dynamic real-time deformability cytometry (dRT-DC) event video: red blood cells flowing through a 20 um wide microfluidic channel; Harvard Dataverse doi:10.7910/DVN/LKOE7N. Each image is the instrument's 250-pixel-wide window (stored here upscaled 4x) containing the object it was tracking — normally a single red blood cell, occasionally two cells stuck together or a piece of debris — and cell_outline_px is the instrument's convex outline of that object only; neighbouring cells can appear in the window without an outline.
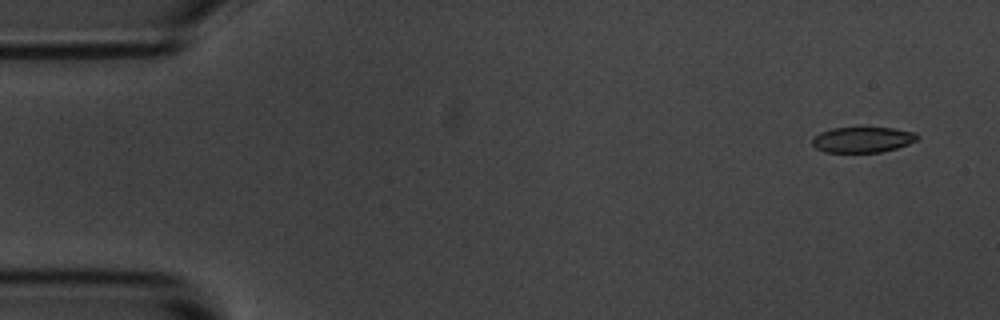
{"species": "common noctule bat (a hibernating species)", "species_latin": "Nyctalus noctula", "temperature_condition": "room temperature", "stored_images_in_passage": 10, "camera_frame_rate_fps": 3000, "um_per_image_px": 0.085, "animal": {"sex": "male", "body_mass_g": 20.1, "forearm_length_mm": 53.5}, "frame": {"image": 1, "passage_image": 1, "time_ms": 0.0, "image_size_px": [1000, 320], "cell_outline_px": [[920, 136], [916, 140], [908, 144], [896, 148], [880, 152], [824, 152], [816, 148], [812, 144], [812, 140], [820, 132], [832, 128], [892, 128], [916, 132]], "centroid_in_image_um": [73.33, 11.87], "position_along_channel_um": 11.7, "area_um2": 15.55}}
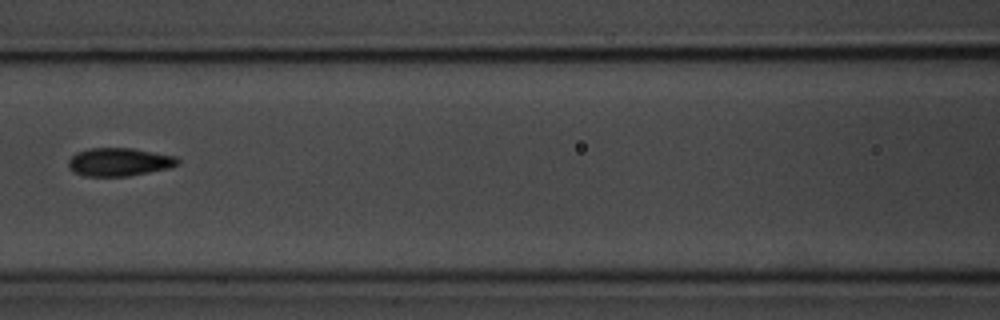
{"frame": {"image": 2, "passage_image": 7, "time_ms": 7.0, "image_size_px": [1000, 320], "cell_outline_px": [[180, 164], [168, 168], [128, 176], [84, 176], [72, 172], [68, 168], [68, 160], [76, 152], [88, 148], [132, 148], [176, 156], [180, 160]], "centroid_in_image_um": [10.11, 13.76], "position_along_channel_um": 156.5, "area_um2": 18.09}}
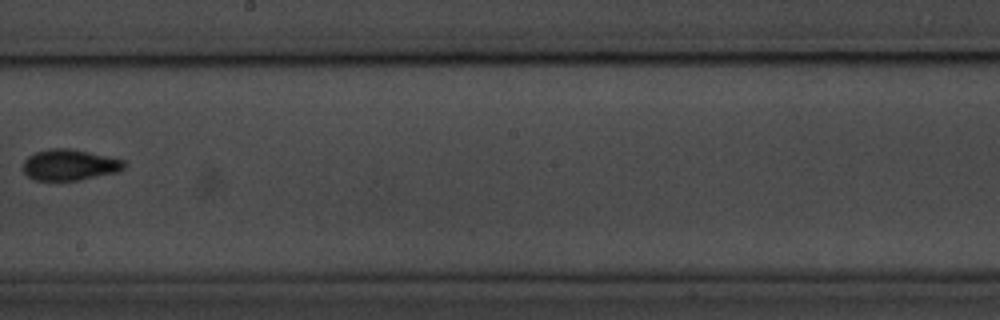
{"frame": {"image": 3, "passage_image": 9, "time_ms": 9.333, "image_size_px": [1000, 320], "cell_outline_px": [[128, 164], [120, 172], [76, 180], [36, 180], [28, 176], [24, 172], [24, 160], [28, 156], [36, 152], [52, 148], [68, 148], [88, 152], [124, 160]], "centroid_in_image_um": [5.95, 14.01], "position_along_channel_um": 242.3, "area_um2": 18.15}}